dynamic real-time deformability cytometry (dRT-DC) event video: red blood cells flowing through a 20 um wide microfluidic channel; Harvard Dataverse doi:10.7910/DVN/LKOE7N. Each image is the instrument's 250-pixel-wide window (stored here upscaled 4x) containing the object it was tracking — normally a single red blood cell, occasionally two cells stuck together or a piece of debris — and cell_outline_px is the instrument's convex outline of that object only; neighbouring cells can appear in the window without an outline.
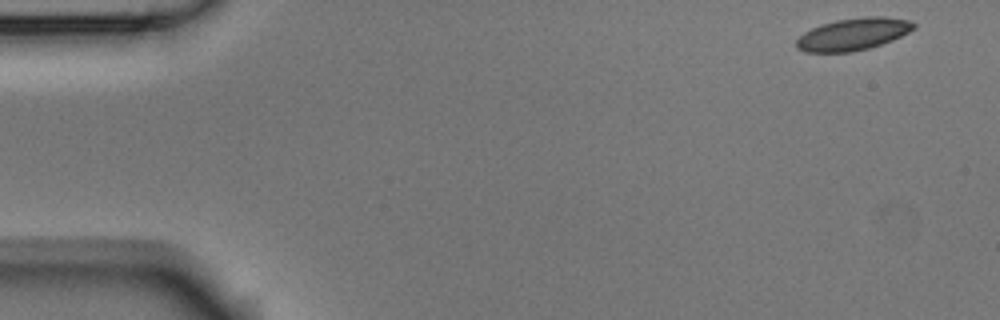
{"species": "Egyptian fruit bat (a non-hibernating species)", "species_latin": "Rousettus aegyptiacus", "temperature_condition": "room temperature", "stored_images_in_passage": 6, "camera_frame_rate_fps": 3000, "um_per_image_px": 0.085, "animal": {"sex": "male"}, "frame": {"image": 1, "passage_image": 1, "time_ms": 0.0, "image_size_px": [1000, 320], "cell_outline_px": [[916, 28], [892, 40], [868, 48], [852, 52], [804, 52], [796, 48], [796, 40], [804, 32], [820, 24], [836, 20], [864, 16], [884, 16], [912, 20], [916, 24]], "centroid_in_image_um": [72.52, 2.89], "position_along_channel_um": 12.5, "area_um2": 22.14}}
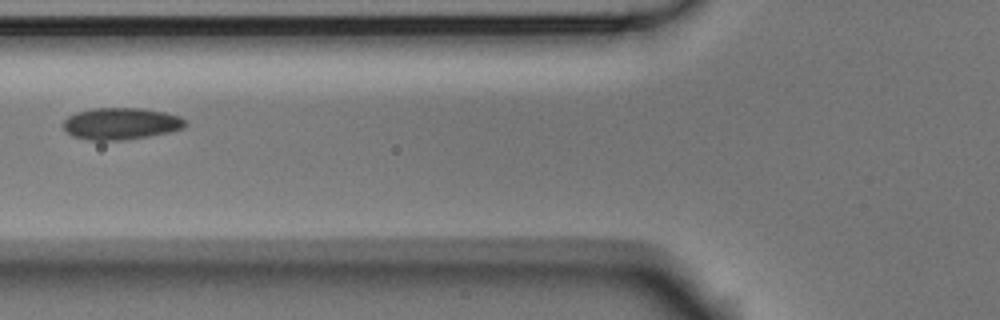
{"frame": {"image": 2, "passage_image": 6, "time_ms": 1.667, "image_size_px": [1000, 320], "cell_outline_px": [[188, 124], [184, 128], [168, 132], [148, 136], [124, 140], [88, 140], [72, 136], [64, 128], [64, 120], [68, 116], [76, 112], [92, 108], [140, 108], [164, 112], [180, 116]], "centroid_in_image_um": [10.28, 10.5], "position_along_channel_um": 115.5, "area_um2": 22.6}}